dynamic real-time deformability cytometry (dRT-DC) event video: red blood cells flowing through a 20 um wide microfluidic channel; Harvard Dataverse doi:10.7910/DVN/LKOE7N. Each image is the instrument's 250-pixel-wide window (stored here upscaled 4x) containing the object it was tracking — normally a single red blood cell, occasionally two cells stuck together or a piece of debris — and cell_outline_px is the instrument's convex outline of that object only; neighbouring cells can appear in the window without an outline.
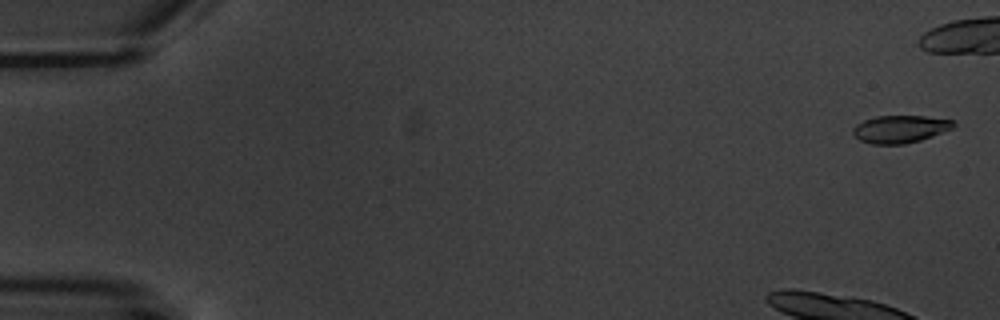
{"species": "common noctule bat (a hibernating species)", "species_latin": "Nyctalus noctula", "temperature_condition": "warm", "stored_images_in_passage": 9, "camera_frame_rate_fps": 3000, "um_per_image_px": 0.085, "animal": {"sex": "male", "body_mass_g": 20.1, "forearm_length_mm": 53.5}, "frame": {"image": 1, "passage_image": 1, "time_ms": 0.0, "image_size_px": [1000, 320], "cell_outline_px": [[956, 124], [952, 128], [932, 136], [920, 140], [904, 144], [872, 144], [860, 140], [852, 132], [852, 128], [856, 124], [864, 120], [876, 116], [924, 116], [952, 120]], "centroid_in_image_um": [76.48, 10.97], "position_along_channel_um": 8.5, "area_um2": 16.01}}